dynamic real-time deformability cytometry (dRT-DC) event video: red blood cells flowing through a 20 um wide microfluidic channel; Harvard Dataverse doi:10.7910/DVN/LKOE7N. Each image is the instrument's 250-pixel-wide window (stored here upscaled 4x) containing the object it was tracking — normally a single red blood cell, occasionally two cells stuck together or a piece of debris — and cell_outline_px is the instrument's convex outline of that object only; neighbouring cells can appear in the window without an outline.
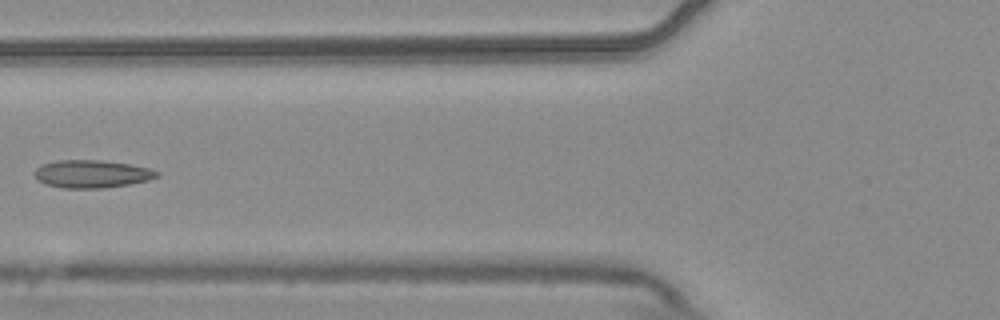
{"species": "common noctule bat (a hibernating species)", "species_latin": "Nyctalus noctula", "temperature_condition": "warm", "stored_images_in_passage": 6, "camera_frame_rate_fps": 3000, "um_per_image_px": 0.085, "animal": {"sex": "male", "body_mass_g": 20.4}, "frame": {"image": 1, "passage_image": 5, "time_ms": 1.333, "image_size_px": [1000, 320], "cell_outline_px": [[160, 176], [148, 180], [128, 184], [104, 188], [60, 188], [44, 184], [36, 176], [36, 168], [40, 164], [56, 160], [104, 160], [128, 164], [148, 168], [160, 172]], "centroid_in_image_um": [7.8, 14.78], "position_along_channel_um": 118.0, "area_um2": 19.83}}
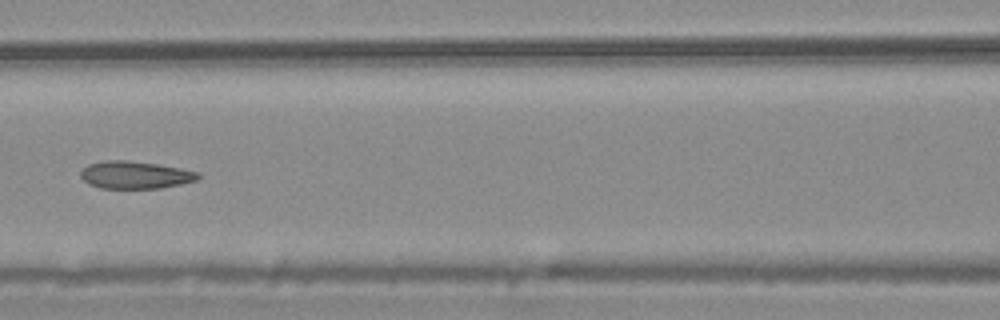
{"frame": {"image": 2, "passage_image": 6, "time_ms": 1.667, "image_size_px": [1000, 320], "cell_outline_px": [[200, 176], [196, 180], [180, 184], [160, 188], [100, 188], [88, 184], [80, 176], [80, 172], [88, 164], [104, 160], [124, 160], [156, 164], [180, 168], [200, 172]], "centroid_in_image_um": [11.47, 14.87], "position_along_channel_um": 155.1, "area_um2": 18.73}}